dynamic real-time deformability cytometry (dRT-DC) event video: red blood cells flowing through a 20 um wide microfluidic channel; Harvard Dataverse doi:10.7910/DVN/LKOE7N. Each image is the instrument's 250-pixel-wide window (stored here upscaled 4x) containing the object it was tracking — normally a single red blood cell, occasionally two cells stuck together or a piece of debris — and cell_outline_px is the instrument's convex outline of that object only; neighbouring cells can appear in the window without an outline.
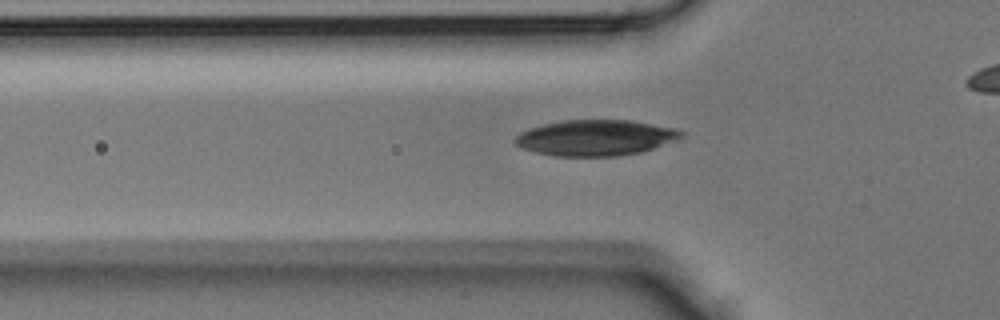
{"species": "Egyptian fruit bat (a non-hibernating species)", "species_latin": "Rousettus aegyptiacus", "temperature_condition": "room temperature", "stored_images_in_passage": 36, "camera_frame_rate_fps": 3000, "um_per_image_px": 0.085, "animal": {"sex": "male"}, "frame": {"image": 1, "passage_image": 14, "time_ms": 4.333, "image_size_px": [1000, 320], "cell_outline_px": [[684, 136], [676, 140], [640, 152], [616, 156], [552, 156], [520, 148], [512, 140], [520, 132], [528, 128], [560, 120], [632, 120], [676, 128], [684, 132]], "centroid_in_image_um": [50.59, 11.7], "position_along_channel_um": 75.2, "area_um2": 34.85}}
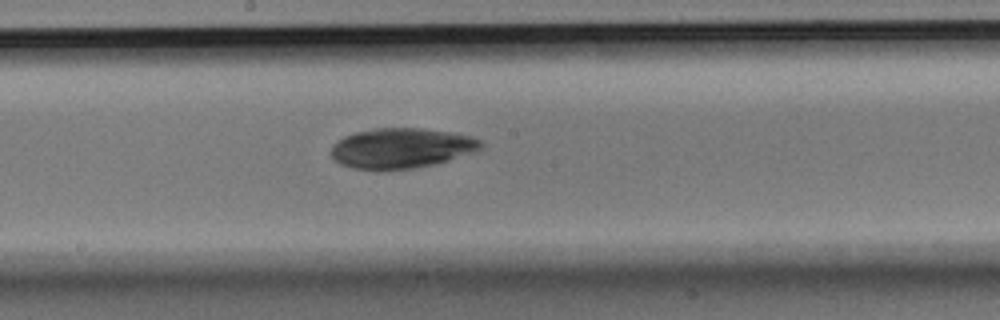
{"frame": {"image": 2, "passage_image": 23, "time_ms": 7.333, "image_size_px": [1000, 320], "cell_outline_px": [[484, 144], [476, 152], [448, 160], [432, 164], [412, 168], [380, 172], [352, 168], [340, 164], [332, 156], [332, 148], [344, 136], [356, 132], [376, 128], [420, 128], [448, 132], [472, 136], [484, 140]], "centroid_in_image_um": [34.14, 12.61], "position_along_channel_um": 214.1, "area_um2": 35.26}}
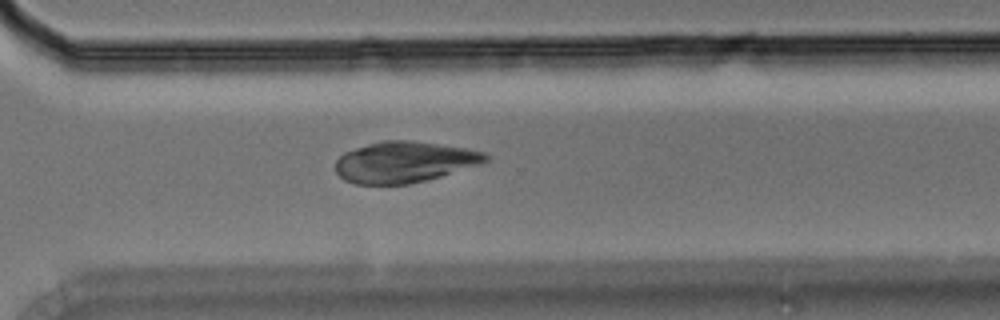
{"frame": {"image": 3, "passage_image": 31, "time_ms": 10.0, "image_size_px": [1000, 320], "cell_outline_px": [[488, 160], [480, 164], [440, 176], [408, 184], [356, 184], [344, 180], [336, 172], [336, 160], [344, 152], [368, 144], [384, 140], [412, 140], [464, 148], [484, 152], [488, 156]], "centroid_in_image_um": [34.34, 13.77], "position_along_channel_um": 336.3, "area_um2": 35.55}}